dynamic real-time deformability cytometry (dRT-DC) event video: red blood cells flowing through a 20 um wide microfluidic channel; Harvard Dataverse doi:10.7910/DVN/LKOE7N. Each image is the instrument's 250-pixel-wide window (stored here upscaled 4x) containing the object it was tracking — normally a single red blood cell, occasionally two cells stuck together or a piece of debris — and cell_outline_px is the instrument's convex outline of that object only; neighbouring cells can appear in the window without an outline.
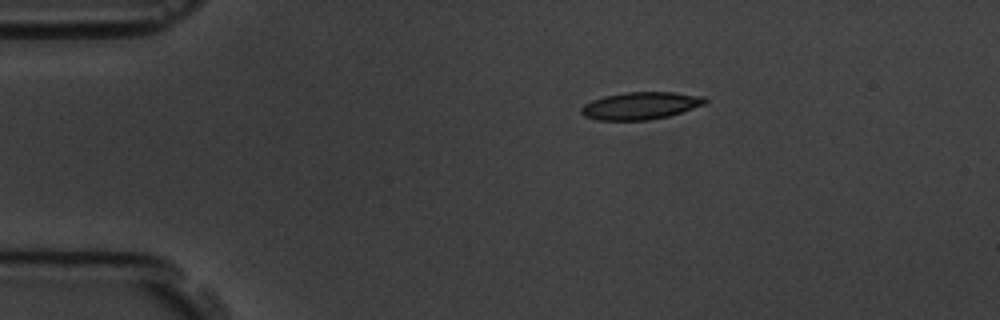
{"species": "common noctule bat (a hibernating species)", "species_latin": "Nyctalus noctula", "temperature_condition": "room temperature", "stored_images_in_passage": 4, "camera_frame_rate_fps": 3000, "um_per_image_px": 0.085, "animal": {"sex": "male", "body_mass_g": 19.5, "forearm_length_mm": 54.6}, "frame": {"image": 1, "passage_image": 1, "time_ms": 0.0, "image_size_px": [1000, 320], "cell_outline_px": [[708, 100], [704, 104], [668, 116], [648, 120], [596, 120], [584, 116], [580, 112], [580, 108], [584, 104], [592, 100], [604, 96], [624, 92], [672, 92], [704, 96]], "centroid_in_image_um": [54.41, 8.98], "position_along_channel_um": 30.6, "area_um2": 19.71}}
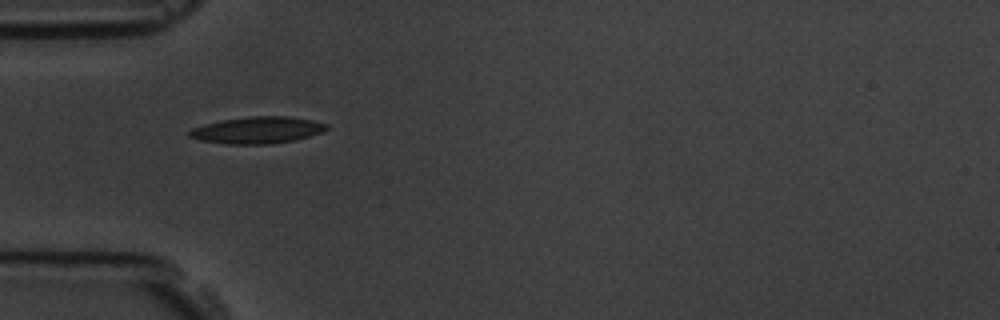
{"frame": {"image": 2, "passage_image": 3, "time_ms": 2.333, "image_size_px": [1000, 320], "cell_outline_px": [[328, 128], [324, 132], [292, 140], [272, 144], [228, 144], [200, 140], [188, 136], [188, 132], [192, 128], [204, 124], [220, 120], [248, 116], [288, 116], [312, 120], [328, 124]], "centroid_in_image_um": [21.87, 11.05], "position_along_channel_um": 63.1, "area_um2": 21.44}}
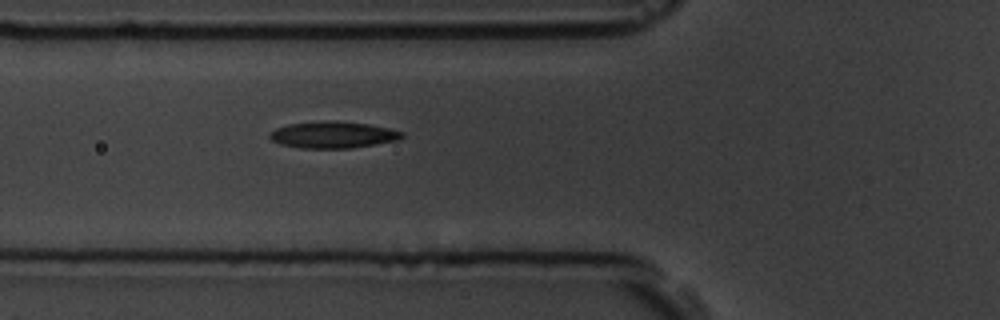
{"frame": {"image": 3, "passage_image": 4, "time_ms": 3.333, "image_size_px": [1000, 320], "cell_outline_px": [[404, 136], [400, 140], [352, 148], [300, 148], [280, 144], [272, 140], [268, 136], [268, 132], [276, 128], [288, 124], [328, 120], [336, 120], [368, 124], [388, 128], [404, 132]], "centroid_in_image_um": [28.3, 11.45], "position_along_channel_um": 97.5, "area_um2": 20.75}}